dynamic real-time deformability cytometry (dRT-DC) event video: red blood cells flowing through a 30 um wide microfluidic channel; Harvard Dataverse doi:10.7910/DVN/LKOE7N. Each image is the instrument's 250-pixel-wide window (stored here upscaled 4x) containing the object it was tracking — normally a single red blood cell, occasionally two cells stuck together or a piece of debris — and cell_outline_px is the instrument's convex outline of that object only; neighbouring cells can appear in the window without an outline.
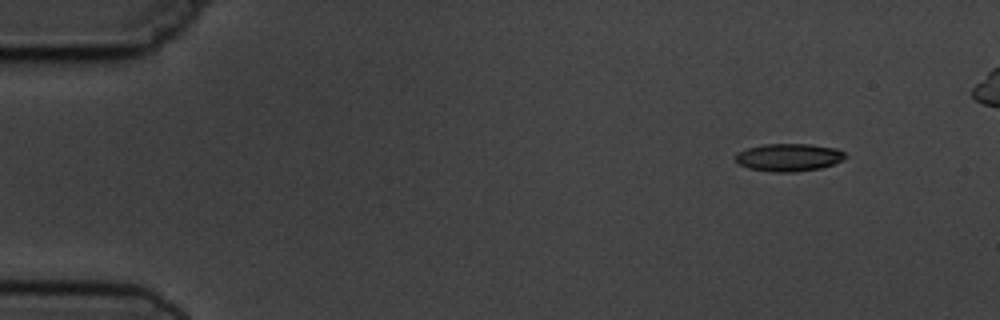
{"species": "common noctule bat (a hibernating species)", "species_latin": "Nyctalus noctula", "temperature_condition": "cold", "stored_images_in_passage": 4, "camera_frame_rate_fps": 3000, "um_per_image_px": 0.085, "animal": {"sex": "male", "body_mass_g": 19.5, "forearm_length_mm": 54.6}, "frame": {"image": 1, "passage_image": 1, "time_ms": 0.0, "image_size_px": [1000, 320], "cell_outline_px": [[848, 156], [844, 160], [820, 168], [796, 172], [776, 172], [748, 168], [736, 164], [736, 152], [760, 144], [808, 144], [836, 148], [844, 152]], "centroid_in_image_um": [67.04, 13.37], "position_along_channel_um": 18.0, "area_um2": 17.86}}